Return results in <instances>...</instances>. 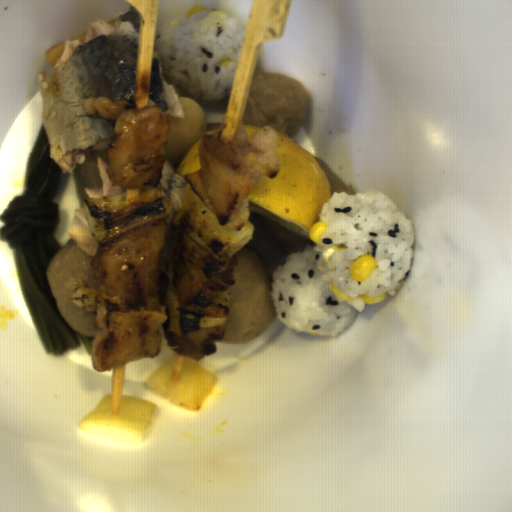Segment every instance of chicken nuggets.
I'll return each instance as SVG.
<instances>
[{
	"mask_svg": "<svg viewBox=\"0 0 512 512\" xmlns=\"http://www.w3.org/2000/svg\"><path fill=\"white\" fill-rule=\"evenodd\" d=\"M168 224L165 217L100 243L92 272L100 286L95 302L107 311H154L162 297L161 254Z\"/></svg>",
	"mask_w": 512,
	"mask_h": 512,
	"instance_id": "f4ed5422",
	"label": "chicken nuggets"
},
{
	"mask_svg": "<svg viewBox=\"0 0 512 512\" xmlns=\"http://www.w3.org/2000/svg\"><path fill=\"white\" fill-rule=\"evenodd\" d=\"M86 116L113 119L107 170L112 183L132 191L158 188L170 136L159 105L136 108L125 99L89 97L82 106Z\"/></svg>",
	"mask_w": 512,
	"mask_h": 512,
	"instance_id": "cc037f56",
	"label": "chicken nuggets"
},
{
	"mask_svg": "<svg viewBox=\"0 0 512 512\" xmlns=\"http://www.w3.org/2000/svg\"><path fill=\"white\" fill-rule=\"evenodd\" d=\"M236 259L235 253L220 260L182 228L173 246V282L180 305L196 315L227 316Z\"/></svg>",
	"mask_w": 512,
	"mask_h": 512,
	"instance_id": "bb5aeace",
	"label": "chicken nuggets"
},
{
	"mask_svg": "<svg viewBox=\"0 0 512 512\" xmlns=\"http://www.w3.org/2000/svg\"><path fill=\"white\" fill-rule=\"evenodd\" d=\"M200 167L184 174L195 196L222 227H245L252 190L259 178L278 169L275 131L263 126L253 138L239 130L221 139L219 130L203 133L198 152Z\"/></svg>",
	"mask_w": 512,
	"mask_h": 512,
	"instance_id": "90cb4de2",
	"label": "chicken nuggets"
},
{
	"mask_svg": "<svg viewBox=\"0 0 512 512\" xmlns=\"http://www.w3.org/2000/svg\"><path fill=\"white\" fill-rule=\"evenodd\" d=\"M160 352L157 332L102 330L92 341L95 372H105L126 363L156 358Z\"/></svg>",
	"mask_w": 512,
	"mask_h": 512,
	"instance_id": "2cc3b61b",
	"label": "chicken nuggets"
},
{
	"mask_svg": "<svg viewBox=\"0 0 512 512\" xmlns=\"http://www.w3.org/2000/svg\"><path fill=\"white\" fill-rule=\"evenodd\" d=\"M170 321H164L162 327L165 332V340L169 349L191 361H201L212 357L217 346L218 339H222L226 328L225 324L187 333L179 337L169 327Z\"/></svg>",
	"mask_w": 512,
	"mask_h": 512,
	"instance_id": "73b27043",
	"label": "chicken nuggets"
}]
</instances>
